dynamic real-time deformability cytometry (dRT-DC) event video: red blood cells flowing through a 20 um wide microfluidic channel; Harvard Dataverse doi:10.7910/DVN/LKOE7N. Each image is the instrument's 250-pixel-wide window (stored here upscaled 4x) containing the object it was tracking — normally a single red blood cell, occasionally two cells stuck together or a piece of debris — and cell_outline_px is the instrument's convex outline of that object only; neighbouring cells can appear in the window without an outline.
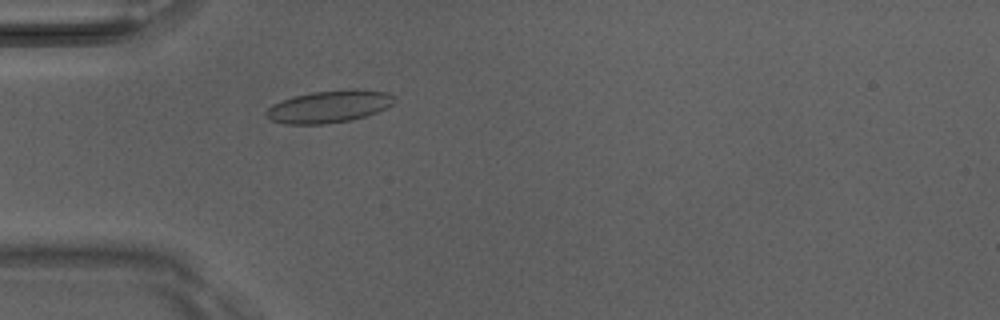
{"species": "Egyptian fruit bat (a non-hibernating species)", "species_latin": "Rousettus aegyptiacus", "temperature_condition": "room temperature", "stored_images_in_passage": 50, "camera_frame_rate_fps": 3000, "um_per_image_px": 0.085, "animal": {"sex": "male"}, "frame": {"image": 1, "passage_image": 15, "time_ms": 4.667, "image_size_px": [1000, 320], "cell_outline_px": [[396, 100], [388, 108], [352, 120], [324, 124], [284, 124], [272, 120], [264, 116], [264, 112], [272, 104], [296, 96], [312, 92], [388, 92], [396, 96]], "centroid_in_image_um": [27.92, 9.11], "position_along_channel_um": 57.1, "area_um2": 23.18}}
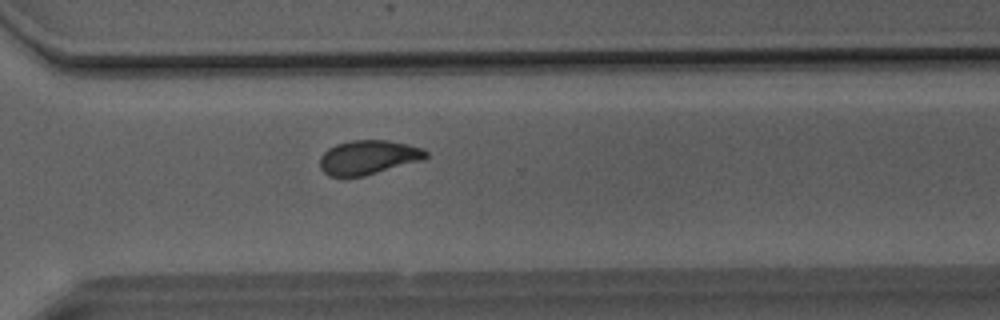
{"frame": {"image": 2, "passage_image": 36, "time_ms": 11.667, "image_size_px": [1000, 320], "cell_outline_px": [[428, 156], [420, 160], [364, 176], [328, 176], [320, 168], [320, 156], [328, 148], [336, 144], [352, 140], [384, 140], [408, 144], [424, 148], [428, 152]], "centroid_in_image_um": [31.28, 13.36], "position_along_channel_um": 339.3, "area_um2": 20.98}}
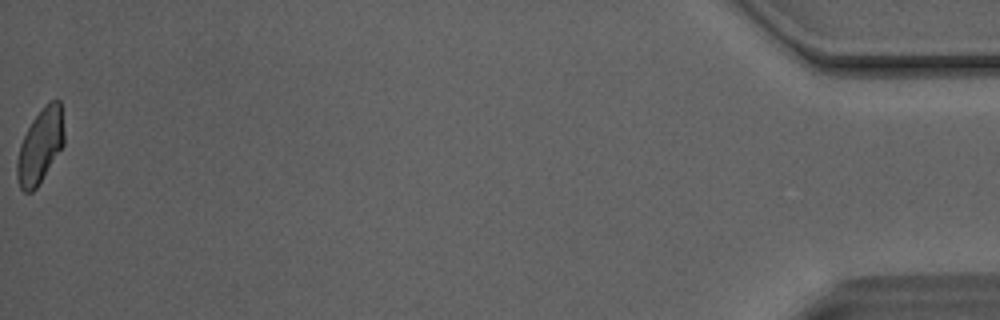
{"frame": {"image": 3, "passage_image": 50, "time_ms": 16.333, "image_size_px": [1000, 320], "cell_outline_px": [[64, 144], [36, 188], [32, 192], [24, 192], [20, 188], [16, 176], [16, 160], [20, 144], [32, 120], [52, 100], [60, 100], [64, 132]], "centroid_in_image_um": [3.4, 12.45], "position_along_channel_um": 431.8, "area_um2": 20.06}, "authors_computed_cell_mechanics": {"area_um2": 21.675, "velocity_mm_per_s": 4.1224, "shape_relaxation_time_tau1_ms": 6.4486, "shape_relaxation_time_tau2_ms": 1.1821, "deformation_change_tau1": 0.1451, "deformation_change_tau2": 0.0489}}